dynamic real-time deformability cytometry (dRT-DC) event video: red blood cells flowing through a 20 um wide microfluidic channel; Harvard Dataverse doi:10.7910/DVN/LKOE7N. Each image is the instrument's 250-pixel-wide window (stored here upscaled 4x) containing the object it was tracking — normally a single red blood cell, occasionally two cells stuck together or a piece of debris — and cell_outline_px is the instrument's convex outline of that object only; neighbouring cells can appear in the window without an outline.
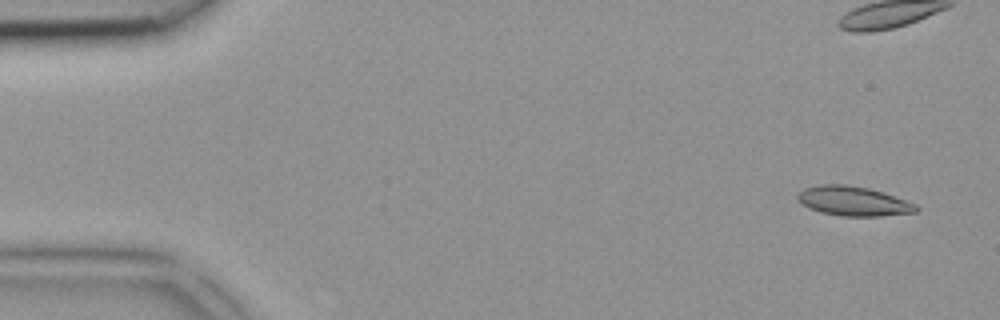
{"species": "common noctule bat (a hibernating species)", "species_latin": "Nyctalus noctula", "temperature_condition": "room temperature", "stored_images_in_passage": 4, "camera_frame_rate_fps": 3000, "um_per_image_px": 0.085, "animal": {"sex": "female", "body_mass_g": 18.4}, "frame": {"image": 1, "passage_image": 1, "time_ms": 0.0, "image_size_px": [1000, 320], "cell_outline_px": [[920, 208], [916, 212], [880, 216], [840, 216], [820, 212], [808, 208], [796, 196], [804, 188], [820, 184], [848, 184], [868, 188], [884, 192], [916, 204]], "centroid_in_image_um": [72.55, 17.09], "position_along_channel_um": 12.4, "area_um2": 20.4}}
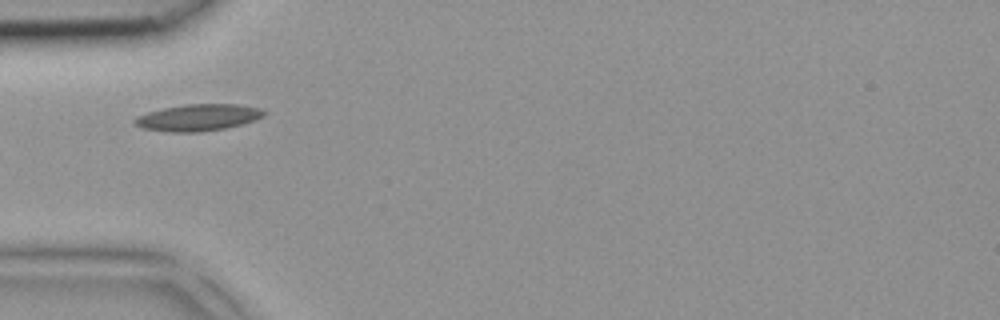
{"frame": {"image": 2, "passage_image": 4, "time_ms": 1.0, "image_size_px": [1000, 320], "cell_outline_px": [[268, 112], [264, 116], [256, 120], [224, 128], [200, 132], [168, 132], [140, 128], [132, 124], [132, 120], [136, 116], [148, 112], [164, 108], [188, 104], [236, 104], [260, 108]], "centroid_in_image_um": [16.8, 9.99], "position_along_channel_um": 68.2, "area_um2": 20.23}}